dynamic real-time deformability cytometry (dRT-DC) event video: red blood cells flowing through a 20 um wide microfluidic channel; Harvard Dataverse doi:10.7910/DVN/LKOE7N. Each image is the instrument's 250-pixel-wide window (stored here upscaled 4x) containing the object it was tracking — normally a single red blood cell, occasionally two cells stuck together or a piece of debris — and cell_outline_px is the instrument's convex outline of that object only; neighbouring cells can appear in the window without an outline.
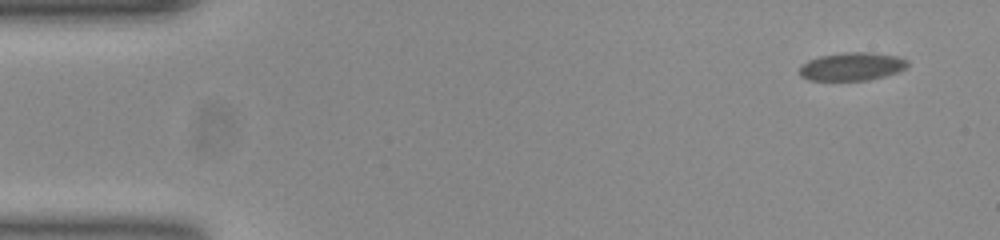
{"species": "common noctule bat (a hibernating species)", "species_latin": "Nyctalus noctula", "temperature_condition": "room temperature", "stored_images_in_passage": 53, "camera_frame_rate_fps": 3000, "um_per_image_px": 0.085, "animal": {"sex": "female", "body_mass_g": 23.0, "forearm_length_mm": 53.4}, "frame": {"image": 1, "passage_image": 1, "time_ms": 0.0, "image_size_px": [1000, 240], "cell_outline_px": [[908, 64], [904, 68], [896, 72], [884, 76], [868, 80], [808, 80], [800, 76], [800, 68], [808, 60], [820, 56], [844, 52], [872, 52], [896, 56], [908, 60]], "centroid_in_image_um": [72.4, 5.65], "position_along_channel_um": 12.6, "area_um2": 17.57}}
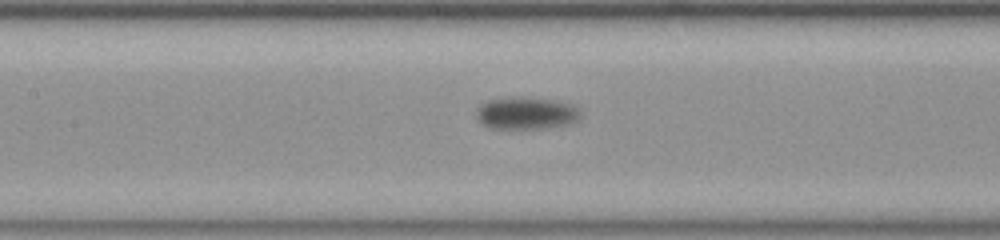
{"frame": {"image": 2, "passage_image": 23, "time_ms": 7.333, "image_size_px": [1000, 240], "cell_outline_px": [[580, 120], [568, 124], [548, 128], [488, 128], [476, 116], [476, 112], [480, 104], [488, 100], [508, 96], [524, 96], [556, 100], [576, 104], [580, 108]], "centroid_in_image_um": [44.78, 9.59], "position_along_channel_um": 162.6, "area_um2": 20.11}}
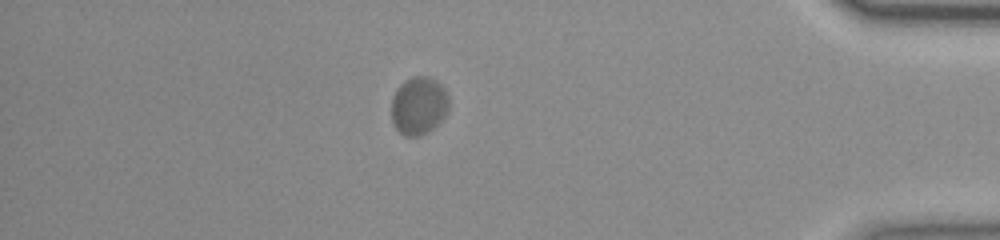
{"frame": {"image": 3, "passage_image": 46, "time_ms": 15.0, "image_size_px": [1000, 240], "cell_outline_px": [[448, 108], [444, 116], [428, 132], [420, 136], [404, 136], [392, 124], [392, 96], [400, 84], [404, 80], [412, 76], [428, 76], [436, 80], [444, 88], [448, 96]], "centroid_in_image_um": [35.57, 8.97], "position_along_channel_um": 399.6, "area_um2": 19.42}, "authors_computed_cell_mechanics": {"area_um2": 19.363, "velocity_mm_per_s": 3.6546, "shape_relaxation_time_tau1_ms": 1.214, "shape_relaxation_time_tau2_ms": null, "deformation_change_tau1": 0.0831, "deformation_change_tau2": null}}